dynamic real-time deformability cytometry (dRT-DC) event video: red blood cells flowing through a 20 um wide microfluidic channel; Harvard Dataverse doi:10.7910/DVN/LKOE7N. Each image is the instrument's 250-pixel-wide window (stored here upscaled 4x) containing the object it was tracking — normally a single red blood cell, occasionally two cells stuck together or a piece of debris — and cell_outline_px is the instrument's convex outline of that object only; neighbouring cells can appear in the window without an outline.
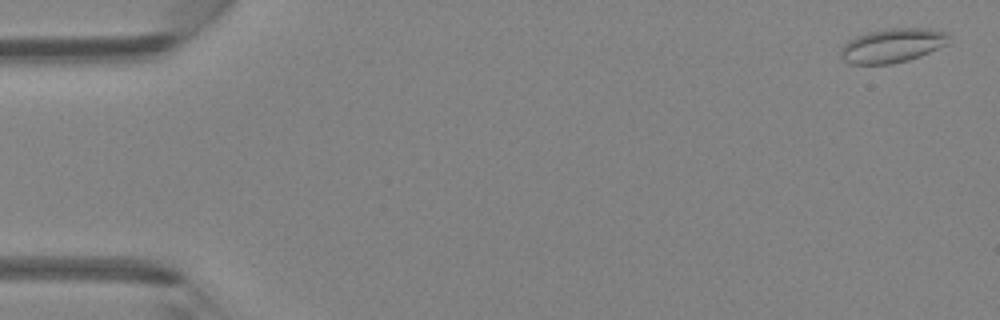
{"species": "Egyptian fruit bat (a non-hibernating species)", "species_latin": "Rousettus aegyptiacus", "temperature_condition": "room temperature", "stored_images_in_passage": 46, "camera_frame_rate_fps": 3000, "um_per_image_px": 0.085, "animal": {"sex": "female"}, "frame": {"image": 1, "passage_image": 2, "time_ms": 0.333, "image_size_px": [1000, 320], "cell_outline_px": [[948, 44], [920, 56], [908, 60], [892, 64], [848, 64], [840, 56], [840, 48], [848, 40], [856, 36], [868, 32], [888, 28], [928, 28], [948, 32]], "centroid_in_image_um": [75.83, 3.87], "position_along_channel_um": 9.2, "area_um2": 21.68}}
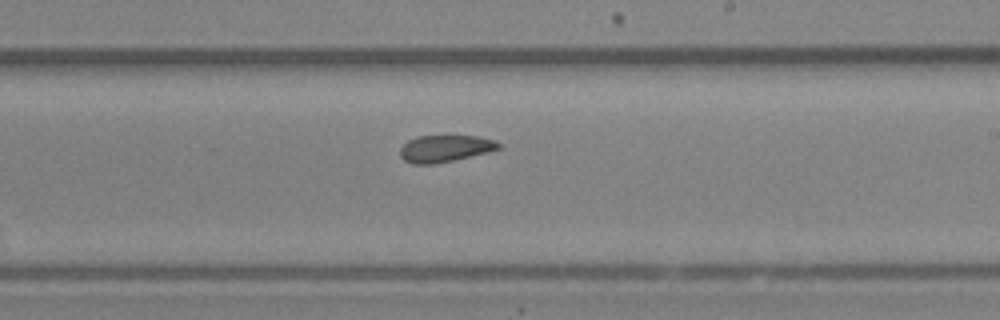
{"frame": {"image": 2, "passage_image": 28, "time_ms": 9.0, "image_size_px": [1000, 320], "cell_outline_px": [[500, 148], [488, 152], [436, 164], [412, 164], [404, 160], [400, 156], [400, 148], [408, 140], [416, 136], [476, 136], [496, 140], [500, 144]], "centroid_in_image_um": [37.81, 12.62], "position_along_channel_um": 251.2, "area_um2": 15.43}}
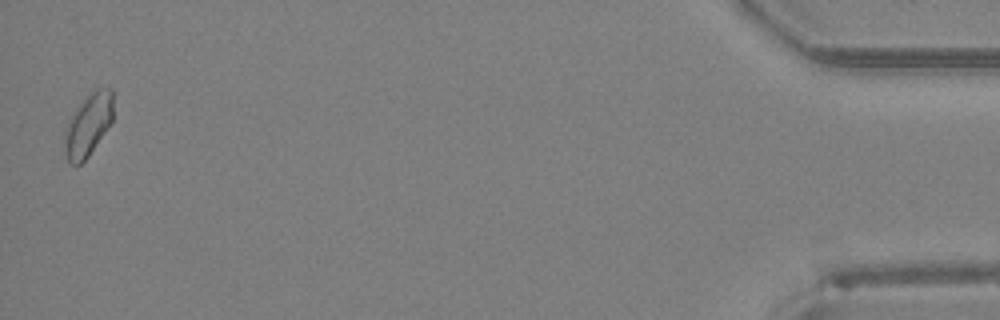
{"frame": {"image": 3, "passage_image": 46, "time_ms": 15.0, "image_size_px": [1000, 320], "cell_outline_px": [[112, 120], [88, 156], [80, 164], [72, 164], [68, 160], [64, 148], [64, 132], [76, 108], [96, 88], [112, 88]], "centroid_in_image_um": [7.49, 10.62], "position_along_channel_um": 427.7, "area_um2": 17.05}}